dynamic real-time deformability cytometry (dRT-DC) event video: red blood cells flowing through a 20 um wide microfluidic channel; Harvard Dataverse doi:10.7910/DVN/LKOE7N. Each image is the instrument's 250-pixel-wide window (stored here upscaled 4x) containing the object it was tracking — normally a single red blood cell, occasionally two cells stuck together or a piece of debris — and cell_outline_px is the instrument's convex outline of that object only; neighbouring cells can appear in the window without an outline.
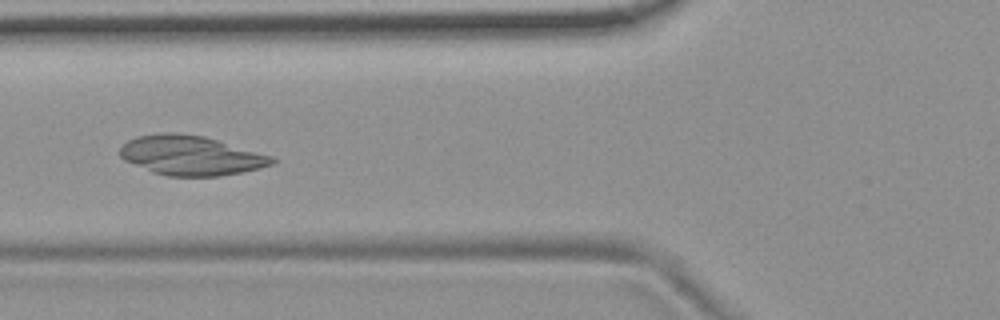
{"species": "common noctule bat (a hibernating species)", "species_latin": "Nyctalus noctula", "temperature_condition": "room temperature", "stored_images_in_passage": 7, "camera_frame_rate_fps": 3000, "um_per_image_px": 0.085, "animal": {"sex": "female", "body_mass_g": 19.9}, "frame": {"image": 1, "passage_image": 5, "time_ms": 5.333, "image_size_px": [1000, 320], "cell_outline_px": [[276, 160], [272, 164], [260, 168], [220, 176], [168, 176], [152, 172], [124, 160], [120, 156], [120, 148], [128, 140], [136, 136], [160, 132], [172, 132], [204, 136], [272, 156]], "centroid_in_image_um": [16.19, 13.21], "position_along_channel_um": 109.6, "area_um2": 34.91}}
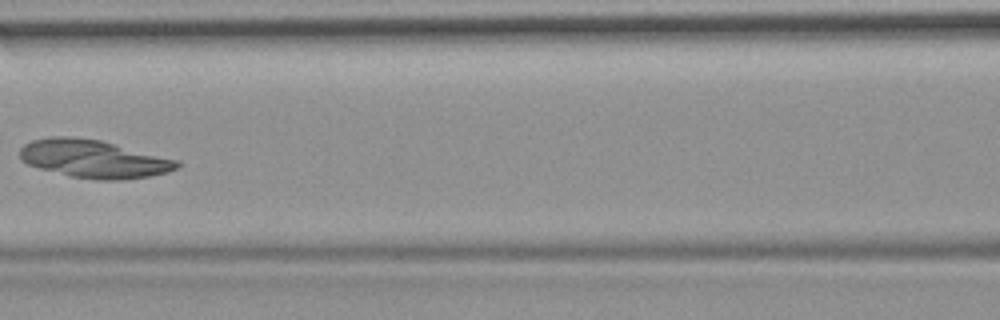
{"frame": {"image": 2, "passage_image": 6, "time_ms": 6.667, "image_size_px": [1000, 320], "cell_outline_px": [[180, 168], [168, 172], [148, 176], [120, 180], [96, 180], [72, 176], [40, 168], [28, 164], [20, 160], [20, 148], [24, 144], [32, 140], [52, 136], [72, 136], [100, 140], [180, 160]], "centroid_in_image_um": [7.99, 13.49], "position_along_channel_um": 158.6, "area_um2": 34.85}}